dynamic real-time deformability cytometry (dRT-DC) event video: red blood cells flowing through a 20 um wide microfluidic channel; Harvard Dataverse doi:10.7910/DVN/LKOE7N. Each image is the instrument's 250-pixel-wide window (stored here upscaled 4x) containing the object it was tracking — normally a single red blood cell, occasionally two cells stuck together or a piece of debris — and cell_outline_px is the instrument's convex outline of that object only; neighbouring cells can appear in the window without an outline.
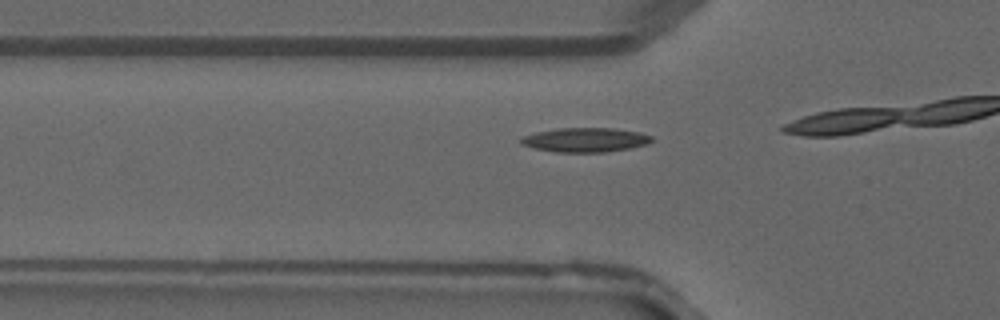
{"species": "common noctule bat (a hibernating species)", "species_latin": "Nyctalus noctula", "temperature_condition": "warm", "stored_images_in_passage": 5, "camera_frame_rate_fps": 3000, "um_per_image_px": 0.085, "animal": {"sex": "male", "forearm_length_mm": 52.5}, "frame": {"image": 1, "passage_image": 3, "time_ms": 0.667, "image_size_px": [1000, 320], "cell_outline_px": [[652, 140], [644, 144], [628, 148], [604, 152], [556, 152], [536, 148], [520, 144], [520, 140], [524, 136], [536, 132], [560, 128], [612, 128], [640, 132], [652, 136]], "centroid_in_image_um": [49.73, 11.88], "position_along_channel_um": 76.1, "area_um2": 18.21}}